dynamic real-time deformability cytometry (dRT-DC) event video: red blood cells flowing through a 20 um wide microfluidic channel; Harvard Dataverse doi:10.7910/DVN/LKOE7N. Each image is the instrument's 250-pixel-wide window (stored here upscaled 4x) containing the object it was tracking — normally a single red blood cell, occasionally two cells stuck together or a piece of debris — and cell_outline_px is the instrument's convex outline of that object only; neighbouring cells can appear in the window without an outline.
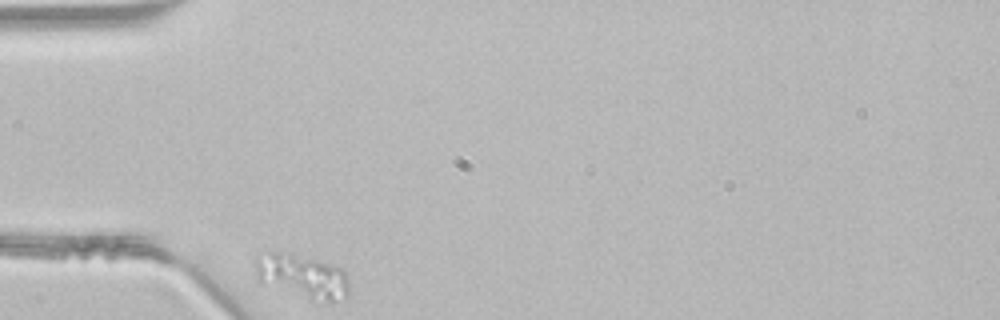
{"species": "common noctule bat (a hibernating species)", "species_latin": "Nyctalus noctula", "temperature_condition": "room temperature", "stored_images_in_passage": 32, "camera_frame_rate_fps": 3000, "um_per_image_px": 0.085, "animal": {"sex": "male", "body_mass_g": 21.5, "forearm_length_mm": 52.0}, "frame": {"image": 1, "passage_image": 1, "time_ms": 0.0, "image_size_px": [1000, 320], "cell_outline_px": [[348, 292], [344, 296], [328, 304], [308, 300], [256, 280], [256, 256], [268, 252], [292, 252], [344, 268], [348, 280]], "centroid_in_image_um": [25.7, 23.48], "position_along_channel_um": 59.3, "area_um2": 24.45}}
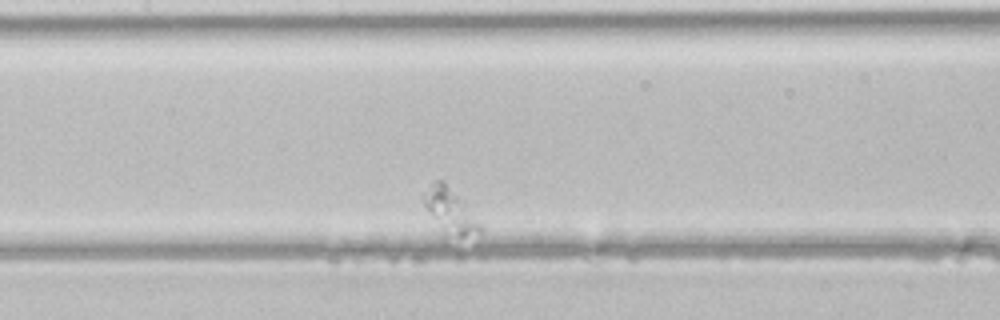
{"frame": {"image": 2, "passage_image": 13, "time_ms": 4.0, "image_size_px": [1000, 320], "cell_outline_px": [[484, 228], [480, 232], [464, 236], [456, 236], [424, 204], [420, 196], [436, 180], [444, 180]], "centroid_in_image_um": [38.29, 17.81], "position_along_channel_um": 169.1, "area_um2": 12.89}}
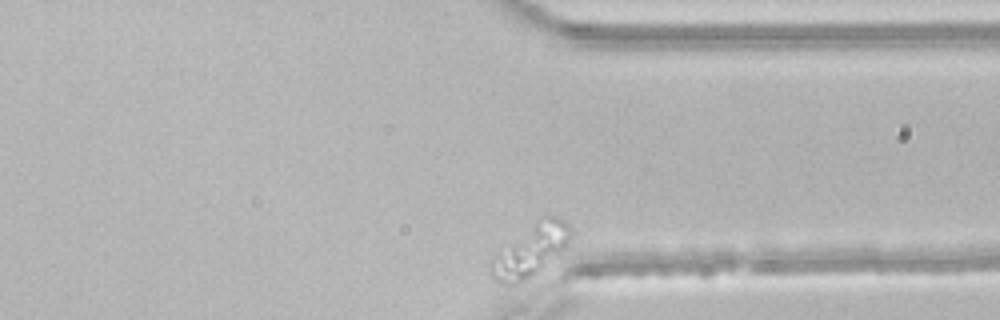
{"frame": {"image": 3, "passage_image": 32, "time_ms": 10.333, "image_size_px": [1000, 320], "cell_outline_px": [[572, 232], [568, 244], [564, 248], [520, 284], [500, 284], [488, 276], [488, 264], [492, 256], [496, 252], [540, 216], [560, 216], [572, 228]], "centroid_in_image_um": [45.02, 21.27], "position_along_channel_um": 366.4, "area_um2": 24.16}}